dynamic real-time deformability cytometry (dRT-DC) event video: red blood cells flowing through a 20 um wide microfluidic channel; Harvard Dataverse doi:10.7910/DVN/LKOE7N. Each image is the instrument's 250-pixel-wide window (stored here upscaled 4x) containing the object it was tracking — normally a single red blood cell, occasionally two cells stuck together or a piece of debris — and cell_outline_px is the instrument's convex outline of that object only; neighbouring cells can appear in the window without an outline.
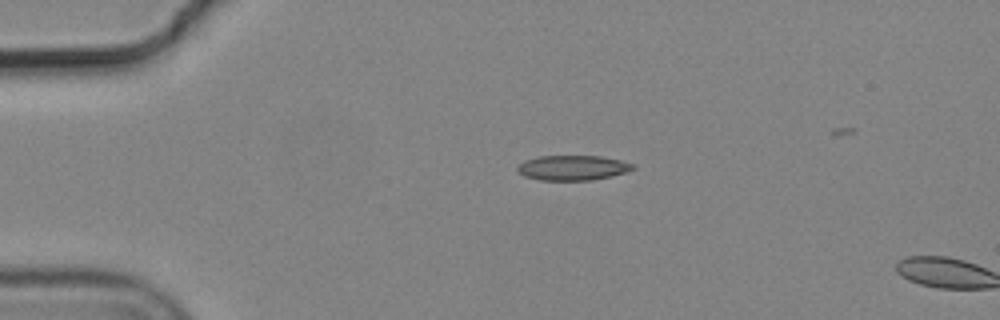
{"species": "common noctule bat (a hibernating species)", "species_latin": "Nyctalus noctula", "temperature_condition": "cold", "stored_images_in_passage": 2, "camera_frame_rate_fps": 3000, "um_per_image_px": 0.085, "animal": {"sex": "male", "body_mass_g": 19.2, "forearm_length_mm": 51.8}, "frame": {"image": 1, "passage_image": 1, "time_ms": 0.0, "image_size_px": [1000, 320], "cell_outline_px": [[636, 168], [628, 172], [612, 176], [592, 180], [540, 180], [524, 176], [516, 168], [516, 164], [524, 160], [540, 156], [600, 156], [620, 160], [632, 164]], "centroid_in_image_um": [48.66, 14.26], "position_along_channel_um": 36.3, "area_um2": 16.88}}